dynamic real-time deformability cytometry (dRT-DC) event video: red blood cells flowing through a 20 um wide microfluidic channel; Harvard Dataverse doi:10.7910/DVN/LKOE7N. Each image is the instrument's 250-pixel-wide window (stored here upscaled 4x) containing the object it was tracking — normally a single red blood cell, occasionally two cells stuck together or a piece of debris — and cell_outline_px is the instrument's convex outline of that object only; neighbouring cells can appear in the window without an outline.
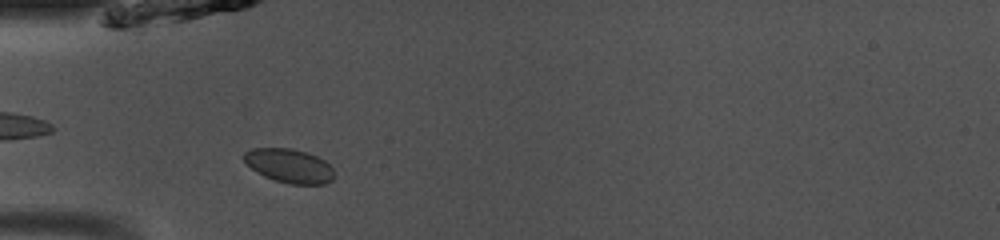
{"species": "common noctule bat (a hibernating species)", "species_latin": "Nyctalus noctula", "temperature_condition": "room temperature", "stored_images_in_passage": 9, "camera_frame_rate_fps": 3000, "um_per_image_px": 0.085, "animal": {"sex": "male", "body_mass_g": 13.0, "forearm_length_mm": 53.1}, "frame": {"image": 1, "passage_image": 4, "time_ms": 1.0, "image_size_px": [1000, 240], "cell_outline_px": [[336, 176], [332, 180], [324, 184], [292, 184], [276, 180], [264, 176], [252, 168], [244, 160], [244, 152], [252, 148], [292, 148], [308, 152], [324, 160], [332, 168]], "centroid_in_image_um": [24.62, 14.08], "position_along_channel_um": 60.4, "area_um2": 17.8}}